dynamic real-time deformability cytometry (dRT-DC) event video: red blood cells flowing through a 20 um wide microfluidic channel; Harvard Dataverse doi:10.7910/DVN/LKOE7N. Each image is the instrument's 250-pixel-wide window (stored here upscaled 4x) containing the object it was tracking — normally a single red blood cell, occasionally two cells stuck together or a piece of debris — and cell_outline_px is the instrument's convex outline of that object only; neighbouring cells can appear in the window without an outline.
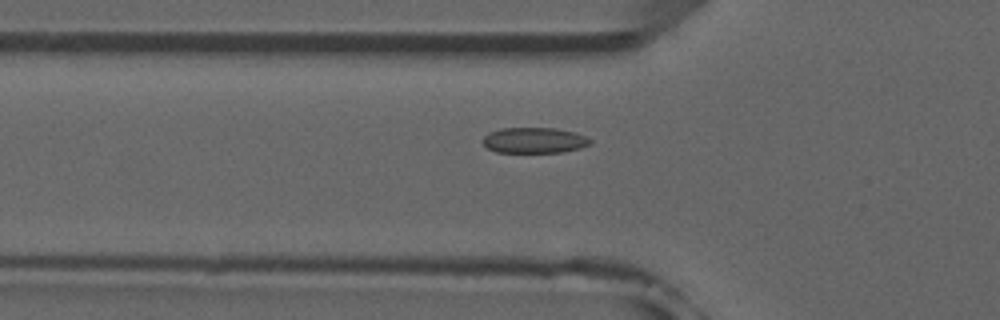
{"species": "common noctule bat (a hibernating species)", "species_latin": "Nyctalus noctula", "temperature_condition": "room temperature", "stored_images_in_passage": 53, "camera_frame_rate_fps": 3000, "um_per_image_px": 0.085, "animal": {"sex": "male", "forearm_length_mm": 52.5}, "frame": {"image": 1, "passage_image": 18, "time_ms": 5.667, "image_size_px": [1000, 320], "cell_outline_px": [[592, 144], [580, 148], [560, 152], [496, 152], [488, 148], [480, 140], [488, 132], [500, 128], [556, 128], [576, 132], [592, 140]], "centroid_in_image_um": [45.4, 11.92], "position_along_channel_um": 80.4, "area_um2": 16.18}}
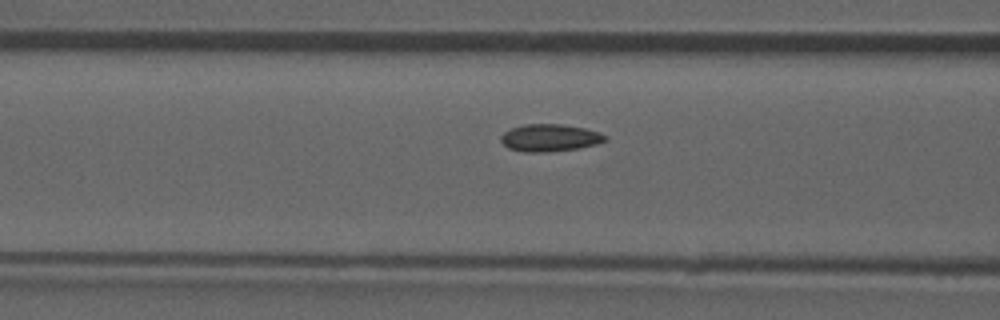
{"frame": {"image": 2, "passage_image": 21, "time_ms": 6.667, "image_size_px": [1000, 320], "cell_outline_px": [[608, 140], [596, 144], [580, 148], [548, 152], [524, 152], [508, 148], [500, 140], [500, 136], [504, 132], [512, 128], [524, 124], [560, 124], [584, 128], [600, 132], [608, 136]], "centroid_in_image_um": [46.75, 11.72], "position_along_channel_um": 119.8, "area_um2": 16.7}}
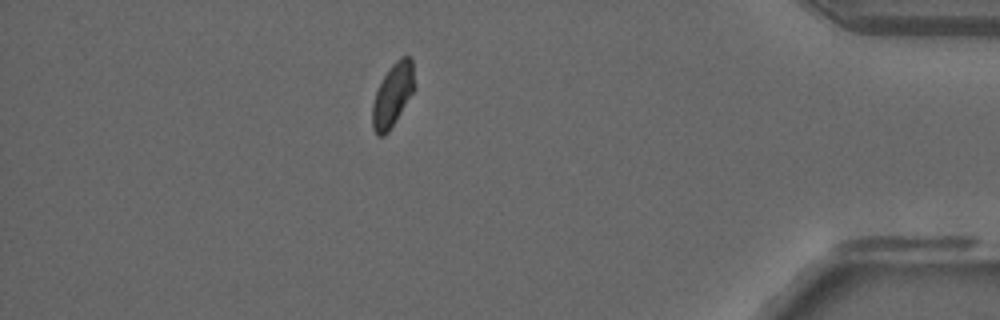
{"frame": {"image": 3, "passage_image": 46, "time_ms": 15.0, "image_size_px": [1000, 320], "cell_outline_px": [[412, 92], [388, 132], [384, 136], [376, 136], [372, 128], [372, 104], [376, 92], [384, 76], [392, 64], [400, 56], [412, 56]], "centroid_in_image_um": [33.32, 8.09], "position_along_channel_um": 401.9, "area_um2": 14.91}, "authors_computed_cell_mechanics": {"area_um2": 16.184, "velocity_mm_per_s": 3.9021, "shape_relaxation_time_tau1_ms": null, "shape_relaxation_time_tau2_ms": 1.264, "deformation_change_tau1": null, "deformation_change_tau2": 0.0464}}